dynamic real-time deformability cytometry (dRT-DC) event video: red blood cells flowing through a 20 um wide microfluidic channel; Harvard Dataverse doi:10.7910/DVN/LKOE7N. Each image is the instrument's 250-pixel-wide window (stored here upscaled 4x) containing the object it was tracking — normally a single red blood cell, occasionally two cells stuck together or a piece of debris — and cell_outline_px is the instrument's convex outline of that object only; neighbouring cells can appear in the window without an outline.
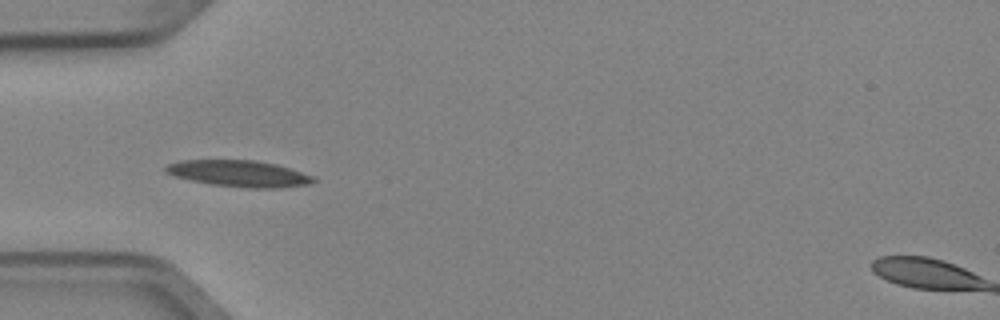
{"species": "Egyptian fruit bat (a non-hibernating species)", "species_latin": "Rousettus aegyptiacus", "temperature_condition": "cold", "stored_images_in_passage": 7, "camera_frame_rate_fps": 3000, "um_per_image_px": 0.085, "animal": {"sex": "female"}, "frame": {"image": 1, "passage_image": 4, "time_ms": 1.0, "image_size_px": [1000, 320], "cell_outline_px": [[316, 180], [312, 184], [280, 188], [248, 188], [212, 184], [192, 180], [176, 176], [164, 172], [164, 168], [168, 164], [180, 160], [256, 160], [276, 164], [316, 176]], "centroid_in_image_um": [20.38, 14.75], "position_along_channel_um": 64.6, "area_um2": 22.83}}
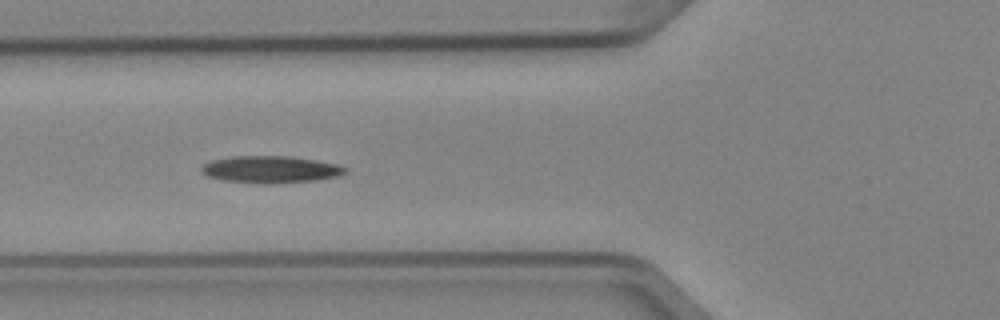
{"frame": {"image": 2, "passage_image": 5, "time_ms": 1.333, "image_size_px": [1000, 320], "cell_outline_px": [[348, 172], [340, 176], [316, 180], [224, 180], [208, 176], [200, 168], [204, 164], [212, 160], [232, 156], [292, 156], [316, 160], [336, 164], [348, 168]], "centroid_in_image_um": [23.07, 14.33], "position_along_channel_um": 102.7, "area_um2": 21.27}}
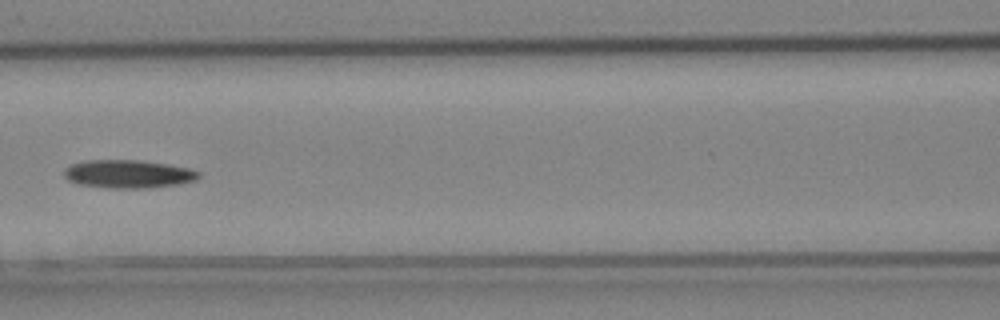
{"frame": {"image": 3, "passage_image": 6, "time_ms": 1.667, "image_size_px": [1000, 320], "cell_outline_px": [[200, 176], [196, 180], [176, 184], [148, 188], [108, 188], [80, 184], [68, 180], [64, 176], [64, 168], [72, 164], [84, 160], [136, 160], [168, 164], [188, 168], [200, 172]], "centroid_in_image_um": [10.88, 14.78], "position_along_channel_um": 155.7, "area_um2": 22.02}}